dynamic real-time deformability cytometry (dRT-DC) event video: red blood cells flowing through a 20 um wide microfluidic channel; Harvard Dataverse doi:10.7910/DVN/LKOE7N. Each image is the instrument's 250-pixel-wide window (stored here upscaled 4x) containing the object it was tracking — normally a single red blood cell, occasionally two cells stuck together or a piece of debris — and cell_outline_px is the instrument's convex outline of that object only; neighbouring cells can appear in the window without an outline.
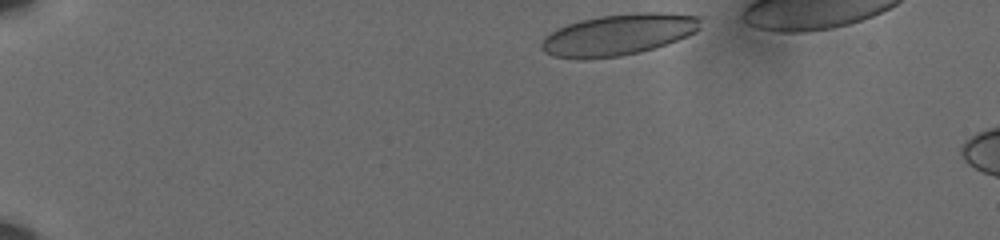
{"species": "human", "species_latin": "Homo sapiens", "temperature_condition": "cold", "stored_images_in_passage": 42, "camera_frame_rate_fps": 3000, "um_per_image_px": 0.085, "donor": {"sex": "male"}, "frame": {"image": 1, "passage_image": 1, "time_ms": 0.0, "image_size_px": [1000, 240], "cell_outline_px": [[700, 28], [696, 32], [688, 36], [640, 52], [620, 56], [552, 56], [544, 52], [540, 48], [540, 44], [544, 36], [568, 24], [580, 20], [600, 16], [644, 12], [660, 12], [700, 16]], "centroid_in_image_um": [52.61, 2.91], "position_along_channel_um": 32.4, "area_um2": 37.22}}
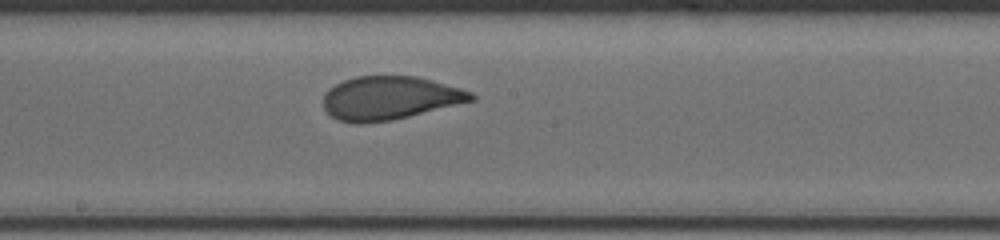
{"frame": {"image": 2, "passage_image": 24, "time_ms": 7.667, "image_size_px": [1000, 240], "cell_outline_px": [[476, 100], [392, 120], [360, 124], [356, 124], [340, 120], [332, 116], [324, 108], [324, 96], [328, 88], [344, 80], [356, 76], [416, 76], [432, 80], [460, 88], [472, 92], [476, 96]], "centroid_in_image_um": [33.14, 8.33], "position_along_channel_um": 215.1, "area_um2": 37.34}}
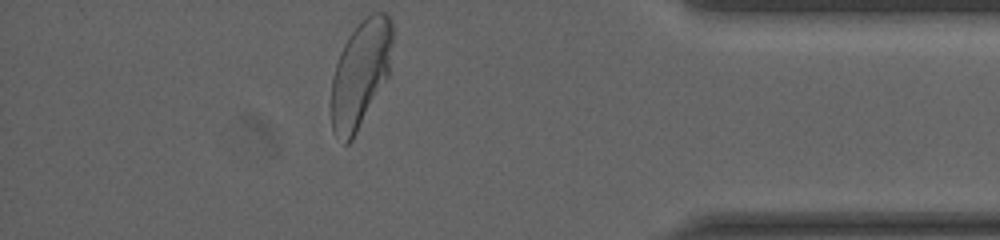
{"frame": {"image": 3, "passage_image": 42, "time_ms": 13.667, "image_size_px": [1000, 240], "cell_outline_px": [[392, 40], [388, 76], [352, 140], [348, 144], [344, 144], [332, 128], [332, 80], [336, 64], [340, 52], [348, 36], [372, 12], [384, 12], [392, 20]], "centroid_in_image_um": [30.64, 6.27], "position_along_channel_um": 404.6, "area_um2": 37.4}, "authors_computed_cell_mechanics": {"area_um2": 37.9746, "velocity_mm_per_s": 3.5869, "shape_relaxation_time_tau1_ms": 3.506, "shape_relaxation_time_tau2_ms": null, "deformation_change_tau1": 0.141, "deformation_change_tau2": null}}